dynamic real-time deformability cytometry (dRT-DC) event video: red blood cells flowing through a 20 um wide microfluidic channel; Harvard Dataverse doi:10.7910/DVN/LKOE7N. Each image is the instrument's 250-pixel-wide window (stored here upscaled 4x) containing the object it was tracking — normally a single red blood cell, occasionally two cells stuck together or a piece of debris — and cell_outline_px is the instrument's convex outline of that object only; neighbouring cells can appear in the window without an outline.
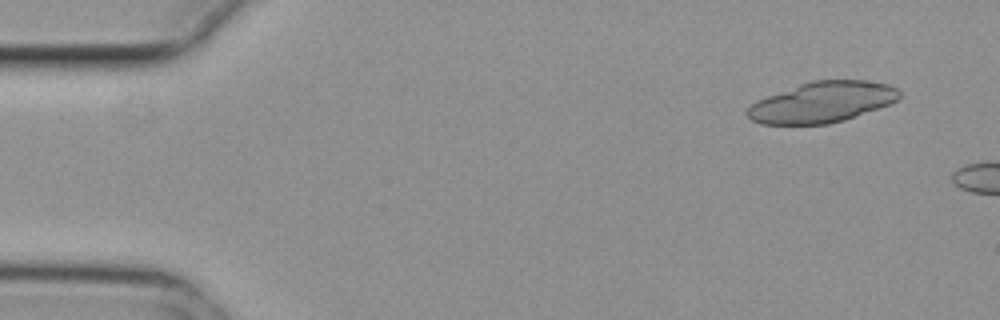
{"species": "common noctule bat (a hibernating species)", "species_latin": "Nyctalus noctula", "temperature_condition": "cold", "stored_images_in_passage": 2, "camera_frame_rate_fps": 3000, "um_per_image_px": 0.085, "animal": {"sex": "female", "body_mass_g": 29.2, "forearm_length_mm": 56.3}, "frame": {"image": 1, "passage_image": 1, "time_ms": 0.0, "image_size_px": [1000, 320], "cell_outline_px": [[900, 96], [896, 100], [888, 104], [844, 120], [828, 124], [760, 124], [752, 120], [744, 112], [756, 100], [800, 84], [812, 80], [864, 80], [888, 84], [896, 88], [900, 92]], "centroid_in_image_um": [69.85, 8.68], "position_along_channel_um": 15.1, "area_um2": 35.72}}